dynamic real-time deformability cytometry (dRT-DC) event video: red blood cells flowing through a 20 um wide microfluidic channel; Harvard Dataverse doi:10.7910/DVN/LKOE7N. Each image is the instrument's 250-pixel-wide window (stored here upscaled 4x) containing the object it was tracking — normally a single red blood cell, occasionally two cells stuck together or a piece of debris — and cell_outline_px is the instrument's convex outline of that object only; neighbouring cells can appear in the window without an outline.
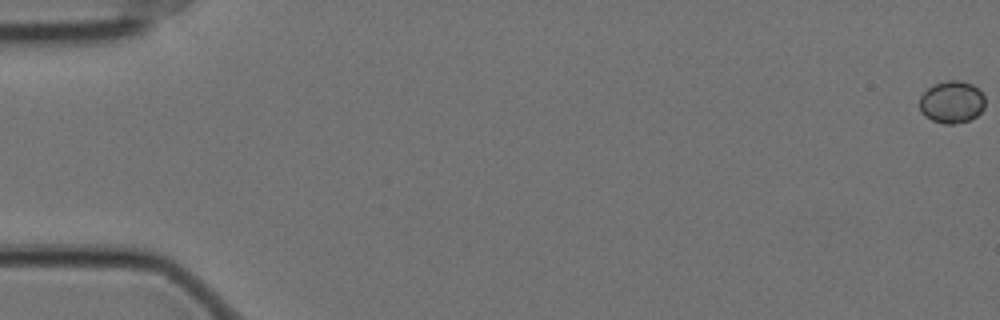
{"species": "Egyptian fruit bat (a non-hibernating species)", "species_latin": "Rousettus aegyptiacus", "temperature_condition": "cold", "stored_images_in_passage": 17, "camera_frame_rate_fps": 3000, "um_per_image_px": 0.085, "animal": {"sex": "female"}, "frame": {"image": 1, "passage_image": 1, "time_ms": 0.0, "image_size_px": [1000, 320], "cell_outline_px": [[984, 108], [976, 116], [968, 120], [952, 124], [944, 124], [932, 120], [924, 116], [920, 112], [920, 96], [932, 84], [944, 80], [960, 80], [972, 84], [984, 96]], "centroid_in_image_um": [80.87, 8.66], "position_along_channel_um": 4.1, "area_um2": 16.18}}
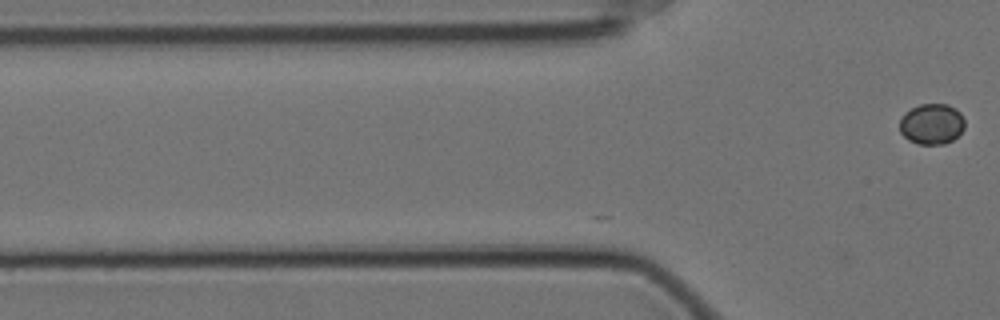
{"frame": {"image": 2, "passage_image": 17, "time_ms": 5.333, "image_size_px": [1000, 320], "cell_outline_px": [[964, 128], [952, 140], [944, 144], [920, 144], [908, 140], [900, 132], [900, 120], [904, 112], [920, 104], [948, 104], [956, 108], [960, 112], [964, 120]], "centroid_in_image_um": [79.19, 10.53], "position_along_channel_um": 46.6, "area_um2": 15.43}}